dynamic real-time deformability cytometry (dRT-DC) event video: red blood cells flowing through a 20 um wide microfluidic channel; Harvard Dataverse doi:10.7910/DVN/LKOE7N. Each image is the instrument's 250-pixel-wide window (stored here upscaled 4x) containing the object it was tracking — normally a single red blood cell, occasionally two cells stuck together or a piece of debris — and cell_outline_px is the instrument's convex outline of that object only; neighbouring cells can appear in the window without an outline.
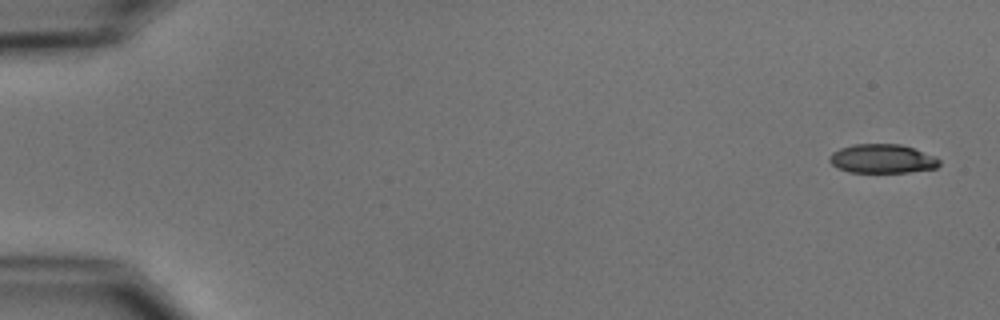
{"species": "common noctule bat (a hibernating species)", "species_latin": "Nyctalus noctula", "temperature_condition": "cold", "stored_images_in_passage": 5, "camera_frame_rate_fps": 3000, "um_per_image_px": 0.085, "animal": {"sex": "male", "body_mass_g": 15.6}, "frame": {"image": 1, "passage_image": 1, "time_ms": 0.0, "image_size_px": [1000, 320], "cell_outline_px": [[940, 164], [936, 168], [908, 172], [848, 172], [836, 168], [828, 160], [828, 156], [832, 152], [840, 148], [852, 144], [900, 144], [936, 156], [940, 160]], "centroid_in_image_um": [74.96, 13.49], "position_along_channel_um": 10.0, "area_um2": 18.67}}
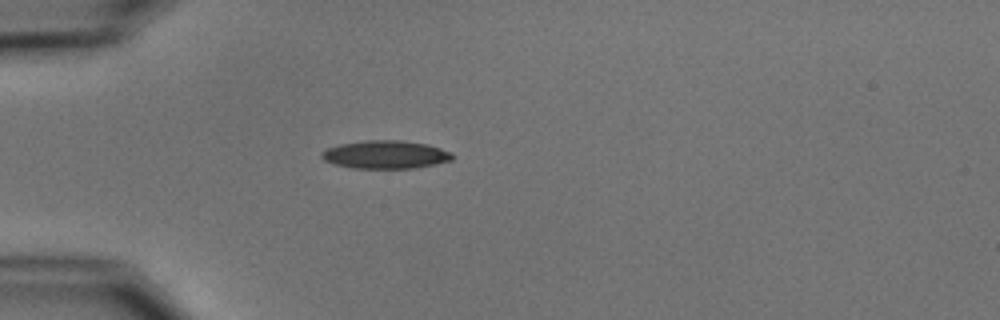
{"frame": {"image": 2, "passage_image": 5, "time_ms": 4.667, "image_size_px": [1000, 320], "cell_outline_px": [[452, 160], [436, 164], [416, 168], [352, 168], [336, 164], [324, 160], [320, 156], [320, 152], [328, 148], [340, 144], [364, 140], [400, 140], [428, 144], [452, 152]], "centroid_in_image_um": [32.77, 13.14], "position_along_channel_um": 52.2, "area_um2": 21.44}}